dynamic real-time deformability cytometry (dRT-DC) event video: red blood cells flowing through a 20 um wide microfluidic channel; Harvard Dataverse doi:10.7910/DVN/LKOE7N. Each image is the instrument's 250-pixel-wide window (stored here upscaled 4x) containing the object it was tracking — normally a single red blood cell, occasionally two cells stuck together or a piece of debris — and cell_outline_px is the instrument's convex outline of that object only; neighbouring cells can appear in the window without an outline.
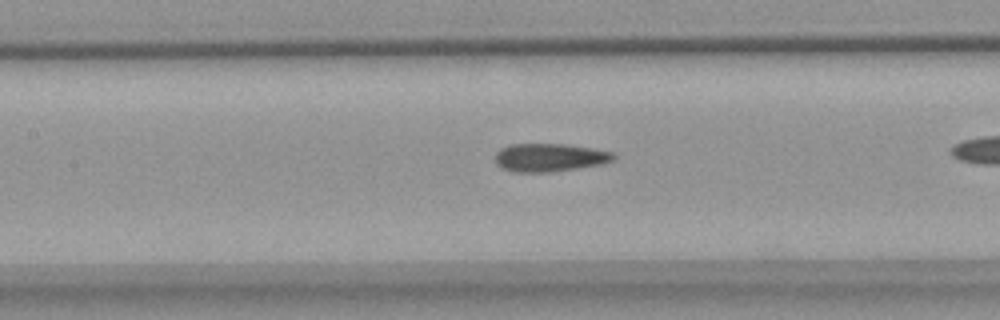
{"species": "common noctule bat (a hibernating species)", "species_latin": "Nyctalus noctula", "temperature_condition": "warm", "stored_images_in_passage": 32, "camera_frame_rate_fps": 3000, "um_per_image_px": 0.085, "animal": {"sex": "female", "body_mass_g": 18.4}, "frame": {"image": 1, "passage_image": 14, "time_ms": 4.333, "image_size_px": [1000, 320], "cell_outline_px": [[616, 160], [604, 164], [552, 172], [512, 172], [500, 168], [496, 164], [496, 152], [500, 148], [512, 144], [564, 144], [592, 148], [616, 152]], "centroid_in_image_um": [46.76, 13.39], "position_along_channel_um": 160.6, "area_um2": 19.77}}